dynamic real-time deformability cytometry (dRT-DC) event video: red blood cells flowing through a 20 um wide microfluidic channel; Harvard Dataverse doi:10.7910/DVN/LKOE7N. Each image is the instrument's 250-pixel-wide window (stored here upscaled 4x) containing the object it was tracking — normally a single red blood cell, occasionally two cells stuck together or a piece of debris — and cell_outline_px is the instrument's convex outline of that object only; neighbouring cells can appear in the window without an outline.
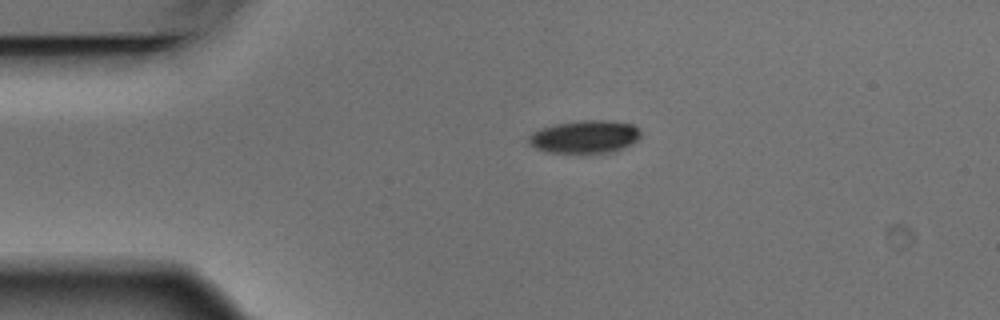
{"species": "Egyptian fruit bat (a non-hibernating species)", "species_latin": "Rousettus aegyptiacus", "temperature_condition": "warm", "stored_images_in_passage": 2, "camera_frame_rate_fps": 3000, "um_per_image_px": 0.085, "animal": {"sex": "male"}, "frame": {"image": 1, "passage_image": 1, "time_ms": 0.0, "image_size_px": [1000, 320], "cell_outline_px": [[640, 136], [632, 144], [616, 152], [548, 152], [536, 148], [528, 144], [528, 136], [532, 132], [540, 128], [556, 124], [580, 120], [612, 120], [632, 124], [640, 128]], "centroid_in_image_um": [49.73, 11.61], "position_along_channel_um": 35.3, "area_um2": 21.56}}
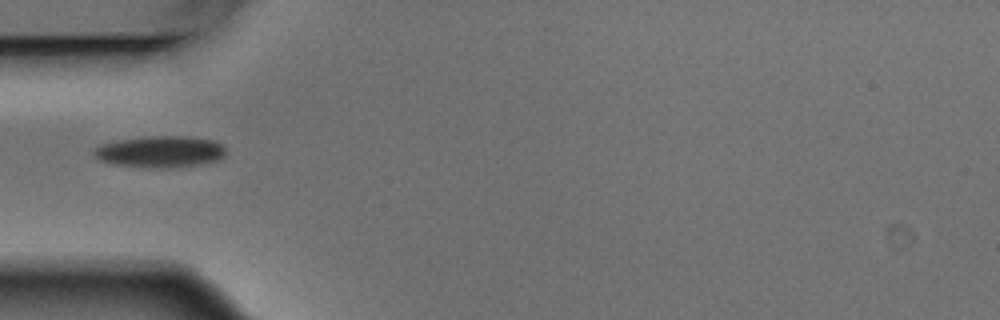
{"frame": {"image": 2, "passage_image": 2, "time_ms": 0.333, "image_size_px": [1000, 320], "cell_outline_px": [[224, 156], [216, 160], [200, 164], [172, 168], [140, 168], [112, 164], [100, 160], [92, 156], [92, 152], [100, 144], [116, 140], [144, 136], [188, 136], [212, 140], [224, 144]], "centroid_in_image_um": [13.56, 12.9], "position_along_channel_um": 71.4, "area_um2": 24.68}}